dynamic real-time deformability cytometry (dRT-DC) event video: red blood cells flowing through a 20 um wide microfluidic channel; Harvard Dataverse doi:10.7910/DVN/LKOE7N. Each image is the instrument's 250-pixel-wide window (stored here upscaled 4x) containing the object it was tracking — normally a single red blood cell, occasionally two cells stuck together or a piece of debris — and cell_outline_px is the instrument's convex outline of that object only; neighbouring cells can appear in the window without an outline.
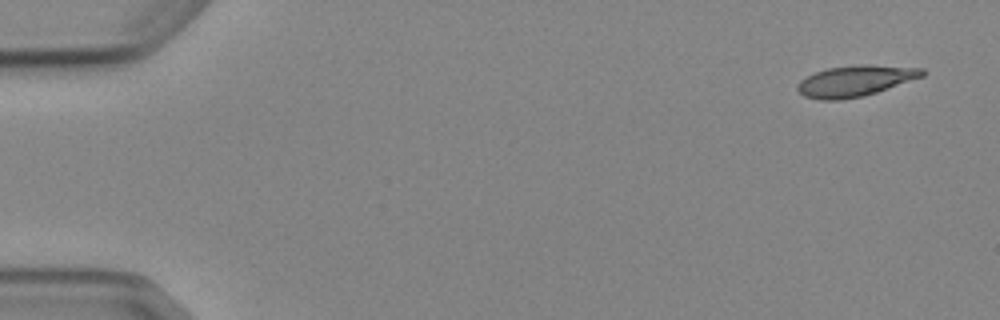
{"species": "Egyptian fruit bat (a non-hibernating species)", "species_latin": "Rousettus aegyptiacus", "temperature_condition": "cold", "stored_images_in_passage": 7, "camera_frame_rate_fps": 3000, "um_per_image_px": 0.085, "animal": {"sex": "female"}, "frame": {"image": 1, "passage_image": 1, "time_ms": 0.0, "image_size_px": [1000, 320], "cell_outline_px": [[924, 76], [864, 96], [840, 100], [820, 100], [804, 96], [796, 88], [796, 84], [800, 80], [816, 72], [828, 68], [860, 64], [868, 64], [924, 68]], "centroid_in_image_um": [72.69, 6.87], "position_along_channel_um": 12.3, "area_um2": 22.48}}
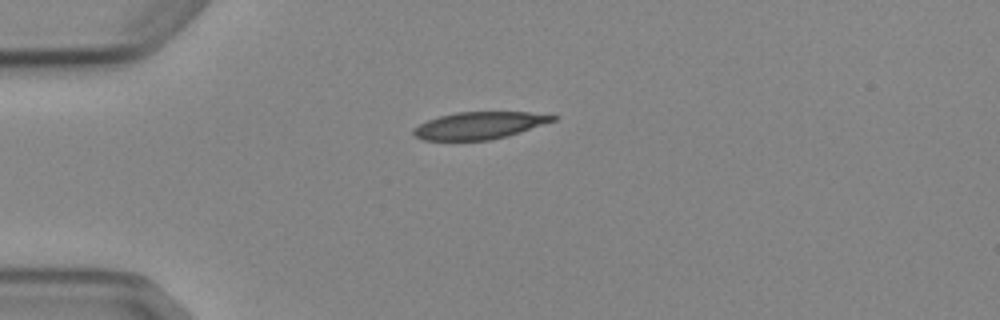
{"frame": {"image": 2, "passage_image": 4, "time_ms": 3.667, "image_size_px": [1000, 320], "cell_outline_px": [[560, 116], [556, 120], [508, 136], [488, 140], [424, 140], [412, 136], [412, 128], [428, 120], [440, 116], [456, 112], [528, 112]], "centroid_in_image_um": [40.73, 10.66], "position_along_channel_um": 44.3, "area_um2": 22.08}}
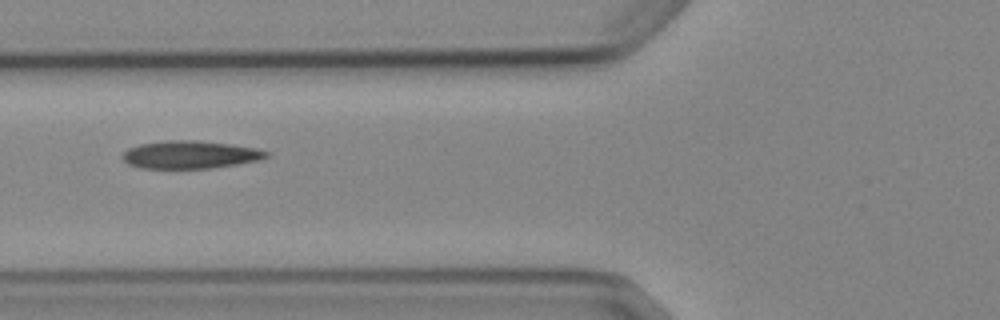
{"frame": {"image": 3, "passage_image": 6, "time_ms": 6.0, "image_size_px": [1000, 320], "cell_outline_px": [[272, 152], [268, 156], [260, 160], [212, 168], [140, 168], [128, 164], [120, 156], [128, 148], [140, 144], [164, 140], [196, 140], [228, 144], [256, 148]], "centroid_in_image_um": [16.16, 13.14], "position_along_channel_um": 109.6, "area_um2": 23.35}}